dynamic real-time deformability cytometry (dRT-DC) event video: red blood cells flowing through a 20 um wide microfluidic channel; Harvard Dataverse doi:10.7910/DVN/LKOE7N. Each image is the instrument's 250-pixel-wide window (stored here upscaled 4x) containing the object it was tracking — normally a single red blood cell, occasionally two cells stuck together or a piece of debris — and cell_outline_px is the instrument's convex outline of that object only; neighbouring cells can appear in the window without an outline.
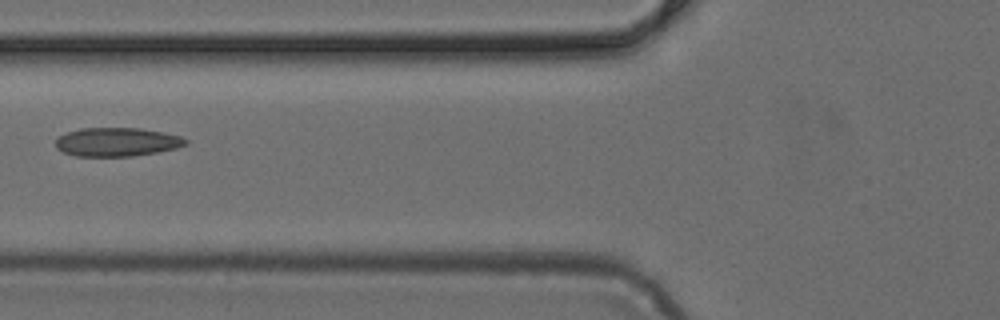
{"species": "common noctule bat (a hibernating species)", "species_latin": "Nyctalus noctula", "temperature_condition": "cold", "stored_images_in_passage": 6, "camera_frame_rate_fps": 3000, "um_per_image_px": 0.085, "animal": {"sex": "female", "body_mass_g": 24.6, "forearm_length_mm": 56.2}, "frame": {"image": 1, "passage_image": 5, "time_ms": 1.333, "image_size_px": [1000, 320], "cell_outline_px": [[188, 144], [176, 148], [156, 152], [132, 156], [76, 156], [64, 152], [56, 148], [56, 140], [60, 136], [68, 132], [80, 128], [140, 128], [180, 136], [188, 140]], "centroid_in_image_um": [9.94, 12.07], "position_along_channel_um": 115.9, "area_um2": 21.56}}
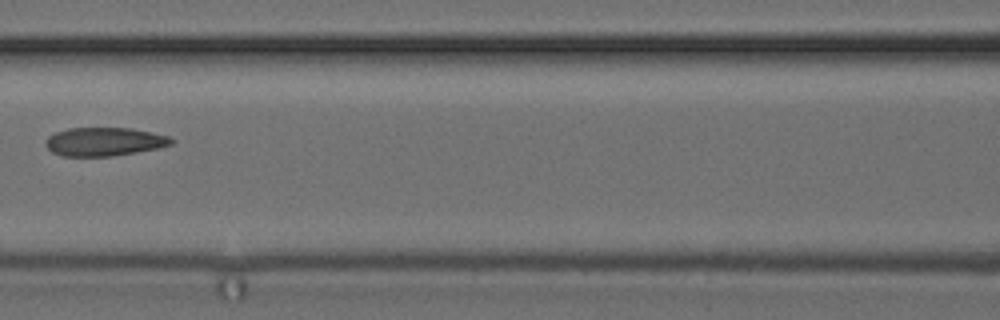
{"frame": {"image": 2, "passage_image": 6, "time_ms": 1.667, "image_size_px": [1000, 320], "cell_outline_px": [[176, 140], [172, 144], [156, 148], [136, 152], [112, 156], [60, 156], [52, 152], [44, 144], [44, 140], [48, 136], [56, 132], [68, 128], [132, 128], [168, 136]], "centroid_in_image_um": [8.83, 12.04], "position_along_channel_um": 157.8, "area_um2": 20.92}}